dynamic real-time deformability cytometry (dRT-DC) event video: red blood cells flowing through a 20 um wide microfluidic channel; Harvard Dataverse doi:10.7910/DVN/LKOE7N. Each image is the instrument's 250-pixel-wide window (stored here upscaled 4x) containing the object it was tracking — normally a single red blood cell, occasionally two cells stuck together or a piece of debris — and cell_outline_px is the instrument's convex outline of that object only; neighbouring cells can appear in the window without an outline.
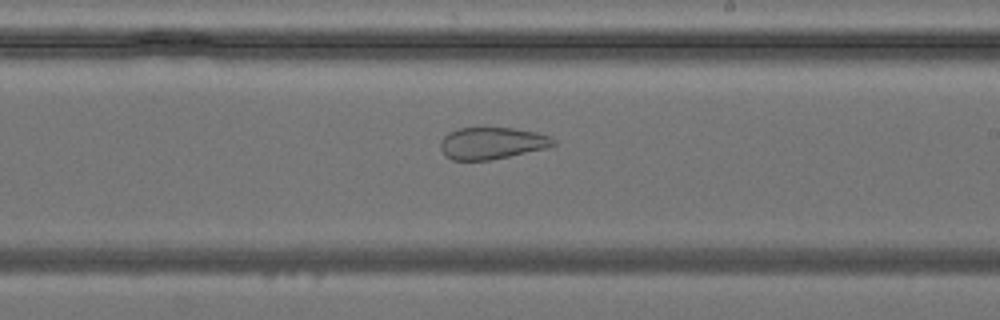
{"species": "common noctule bat (a hibernating species)", "species_latin": "Nyctalus noctula", "temperature_condition": "cold", "stored_images_in_passage": 41, "camera_frame_rate_fps": 3000, "um_per_image_px": 0.085, "animal": {"sex": "female", "body_mass_g": 24.6, "forearm_length_mm": 56.2}, "frame": {"image": 1, "passage_image": 24, "time_ms": 7.667, "image_size_px": [1000, 320], "cell_outline_px": [[556, 144], [548, 148], [488, 160], [452, 160], [444, 156], [440, 148], [440, 144], [444, 136], [448, 132], [460, 128], [512, 128], [536, 132], [548, 136], [556, 140]], "centroid_in_image_um": [41.8, 12.17], "position_along_channel_um": 247.2, "area_um2": 20.92}}